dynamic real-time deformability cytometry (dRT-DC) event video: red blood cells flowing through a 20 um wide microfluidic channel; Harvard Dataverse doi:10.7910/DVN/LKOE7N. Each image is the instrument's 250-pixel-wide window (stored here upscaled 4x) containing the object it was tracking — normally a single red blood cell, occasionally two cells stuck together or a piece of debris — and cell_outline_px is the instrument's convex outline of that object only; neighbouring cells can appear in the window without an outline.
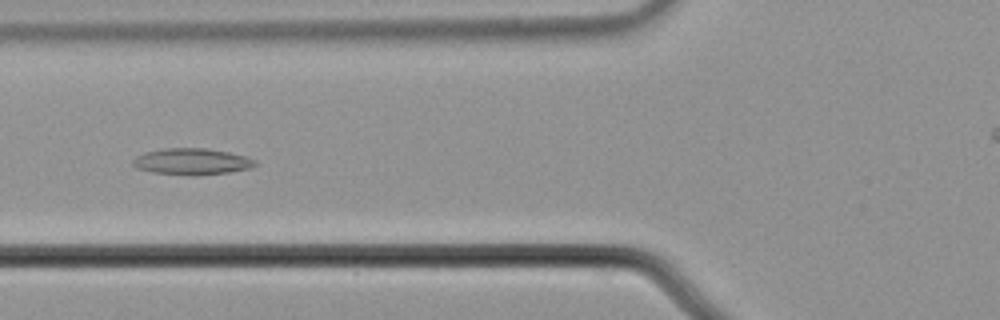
{"species": "common noctule bat (a hibernating species)", "species_latin": "Nyctalus noctula", "temperature_condition": "cold", "stored_images_in_passage": 54, "camera_frame_rate_fps": 3000, "um_per_image_px": 0.085, "animal": {"sex": "male", "body_mass_g": 21.5, "forearm_length_mm": 52.0}, "frame": {"image": 1, "passage_image": 19, "time_ms": 6.0, "image_size_px": [1000, 320], "cell_outline_px": [[256, 164], [248, 168], [228, 172], [196, 176], [192, 176], [152, 172], [136, 168], [132, 164], [132, 160], [136, 156], [144, 152], [164, 148], [208, 148], [248, 156], [256, 160]], "centroid_in_image_um": [16.28, 13.73], "position_along_channel_um": 109.5, "area_um2": 18.96}}
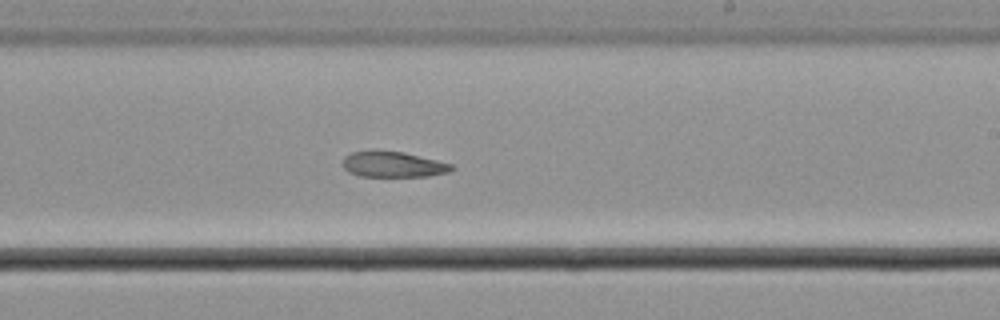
{"frame": {"image": 2, "passage_image": 31, "time_ms": 10.0, "image_size_px": [1000, 320], "cell_outline_px": [[456, 168], [448, 172], [428, 176], [360, 176], [348, 172], [344, 168], [344, 156], [352, 152], [372, 148], [376, 148], [404, 152], [452, 164]], "centroid_in_image_um": [33.38, 13.94], "position_along_channel_um": 255.6, "area_um2": 16.65}}
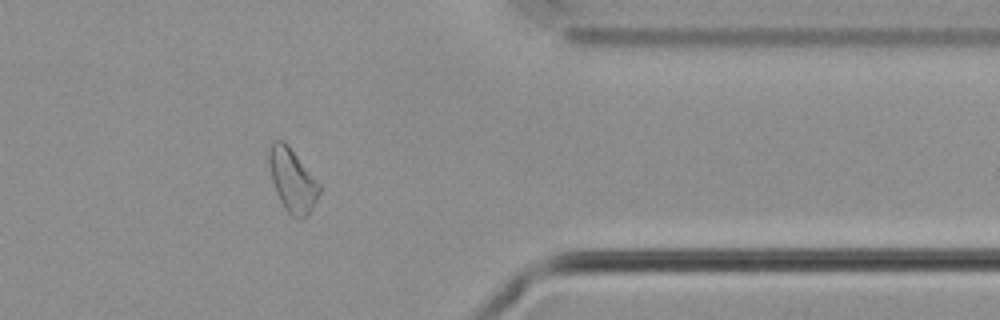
{"frame": {"image": 3, "passage_image": 43, "time_ms": 14.0, "image_size_px": [1000, 320], "cell_outline_px": [[320, 192], [312, 208], [300, 220], [292, 216], [284, 208], [276, 192], [272, 180], [268, 164], [268, 152], [272, 140], [280, 140], [288, 144], [320, 184]], "centroid_in_image_um": [24.83, 15.29], "position_along_channel_um": 386.6, "area_um2": 18.44}}